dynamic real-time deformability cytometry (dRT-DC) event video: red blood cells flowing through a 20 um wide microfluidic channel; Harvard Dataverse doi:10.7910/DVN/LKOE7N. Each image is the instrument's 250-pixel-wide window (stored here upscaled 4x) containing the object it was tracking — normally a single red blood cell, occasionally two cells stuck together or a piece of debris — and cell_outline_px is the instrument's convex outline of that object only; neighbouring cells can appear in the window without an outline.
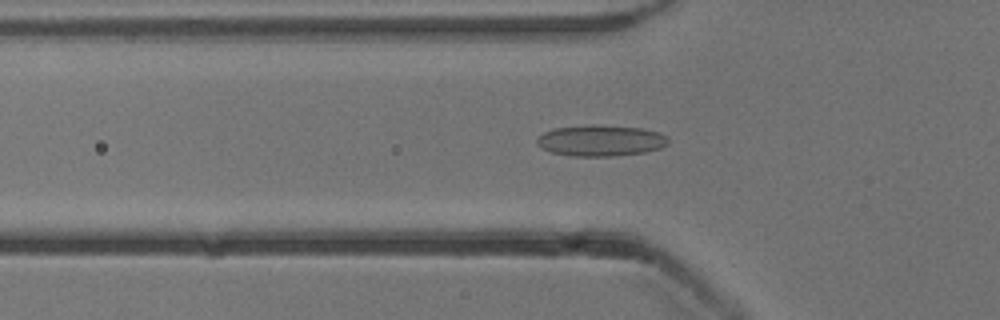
{"species": "common noctule bat (a hibernating species)", "species_latin": "Nyctalus noctula", "temperature_condition": "cold", "stored_images_in_passage": 53, "camera_frame_rate_fps": 3000, "um_per_image_px": 0.085, "animal": {"sex": "male", "body_mass_g": 13.3}, "frame": {"image": 1, "passage_image": 18, "time_ms": 5.667, "image_size_px": [1000, 320], "cell_outline_px": [[668, 144], [660, 148], [644, 152], [616, 156], [572, 156], [552, 152], [540, 148], [536, 144], [536, 140], [544, 132], [556, 128], [640, 128], [660, 132], [668, 136]], "centroid_in_image_um": [51.09, 12.01], "position_along_channel_um": 74.7, "area_um2": 22.66}}
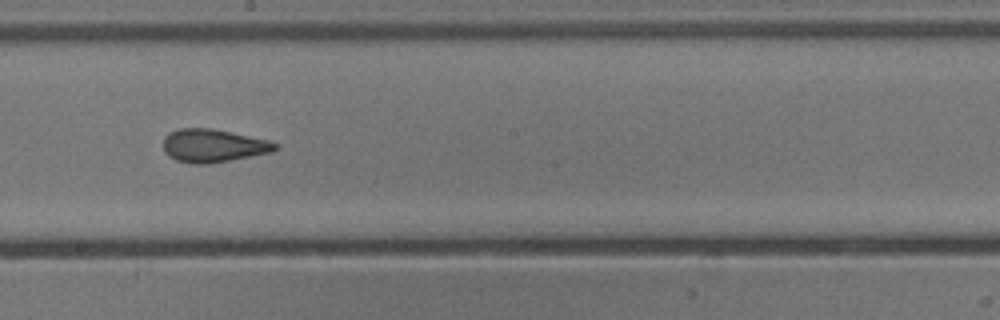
{"frame": {"image": 2, "passage_image": 30, "time_ms": 9.667, "image_size_px": [1000, 320], "cell_outline_px": [[280, 148], [272, 152], [208, 164], [192, 164], [176, 160], [168, 156], [164, 152], [164, 136], [168, 132], [180, 128], [212, 128], [232, 132], [268, 140], [276, 144]], "centroid_in_image_um": [18.1, 12.38], "position_along_channel_um": 230.1, "area_um2": 21.68}}
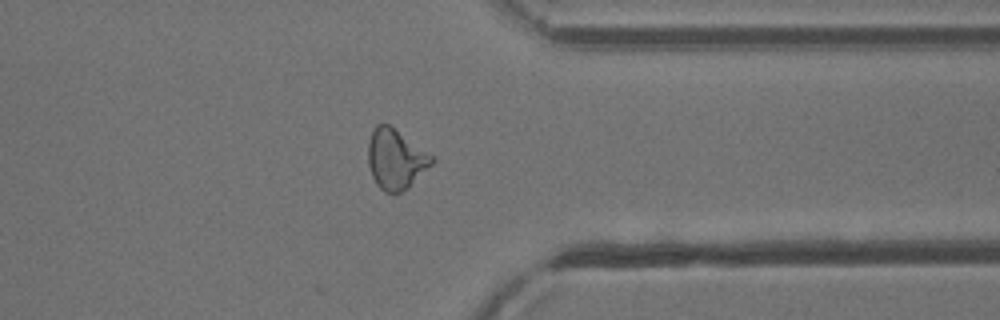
{"frame": {"image": 3, "passage_image": 42, "time_ms": 13.667, "image_size_px": [1000, 320], "cell_outline_px": [[436, 160], [432, 164], [400, 192], [384, 192], [376, 184], [372, 176], [368, 164], [368, 140], [376, 124], [388, 124], [436, 156]], "centroid_in_image_um": [33.63, 13.49], "position_along_channel_um": 377.8, "area_um2": 22.08}, "authors_computed_cell_mechanics": {"area_um2": 22.5998, "velocity_mm_per_s": 3.8547, "shape_relaxation_time_tau1_ms": 8.5782, "shape_relaxation_time_tau2_ms": 1.9473, "deformation_change_tau1": 0.1972, "deformation_change_tau2": 0.0886}}